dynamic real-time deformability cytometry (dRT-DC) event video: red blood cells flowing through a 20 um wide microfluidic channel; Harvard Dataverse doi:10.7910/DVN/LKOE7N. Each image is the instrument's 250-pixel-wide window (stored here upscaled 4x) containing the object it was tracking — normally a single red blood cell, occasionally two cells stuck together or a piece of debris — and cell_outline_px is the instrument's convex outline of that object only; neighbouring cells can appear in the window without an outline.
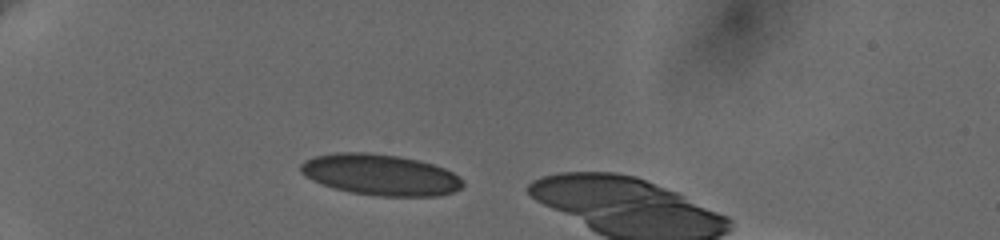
{"species": "human", "species_latin": "Homo sapiens", "temperature_condition": "cold", "stored_images_in_passage": 36, "camera_frame_rate_fps": 3000, "um_per_image_px": 0.085, "donor": {"sex": "female"}, "frame": {"image": 1, "passage_image": 1, "time_ms": 0.0, "image_size_px": [1000, 240], "cell_outline_px": [[464, 184], [460, 188], [452, 192], [436, 196], [380, 196], [352, 192], [336, 188], [312, 180], [300, 172], [300, 164], [304, 160], [312, 156], [336, 152], [368, 152], [400, 156], [432, 164], [444, 168], [452, 172], [464, 180]], "centroid_in_image_um": [32.32, 14.84], "position_along_channel_um": 52.7, "area_um2": 38.73}}
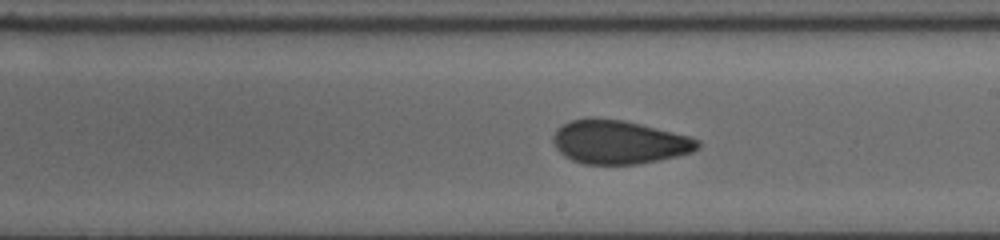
{"frame": {"image": 2, "passage_image": 19, "time_ms": 6.0, "image_size_px": [1000, 240], "cell_outline_px": [[700, 148], [692, 152], [676, 156], [636, 164], [584, 164], [572, 160], [564, 156], [556, 148], [552, 140], [552, 136], [556, 128], [572, 120], [588, 116], [592, 116], [624, 120], [688, 136], [700, 140]], "centroid_in_image_um": [52.57, 12.06], "position_along_channel_um": 236.4, "area_um2": 36.88}}
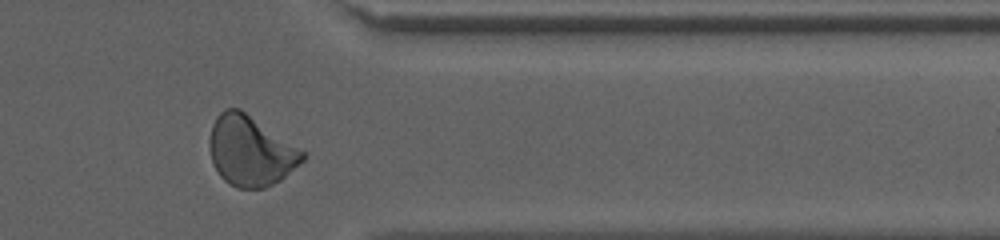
{"frame": {"image": 3, "passage_image": 32, "time_ms": 10.333, "image_size_px": [1000, 240], "cell_outline_px": [[304, 160], [280, 180], [264, 188], [236, 188], [228, 184], [220, 176], [212, 164], [208, 144], [208, 140], [212, 124], [216, 116], [224, 108], [240, 108], [304, 152]], "centroid_in_image_um": [21.22, 12.83], "position_along_channel_um": 390.2, "area_um2": 37.86}}